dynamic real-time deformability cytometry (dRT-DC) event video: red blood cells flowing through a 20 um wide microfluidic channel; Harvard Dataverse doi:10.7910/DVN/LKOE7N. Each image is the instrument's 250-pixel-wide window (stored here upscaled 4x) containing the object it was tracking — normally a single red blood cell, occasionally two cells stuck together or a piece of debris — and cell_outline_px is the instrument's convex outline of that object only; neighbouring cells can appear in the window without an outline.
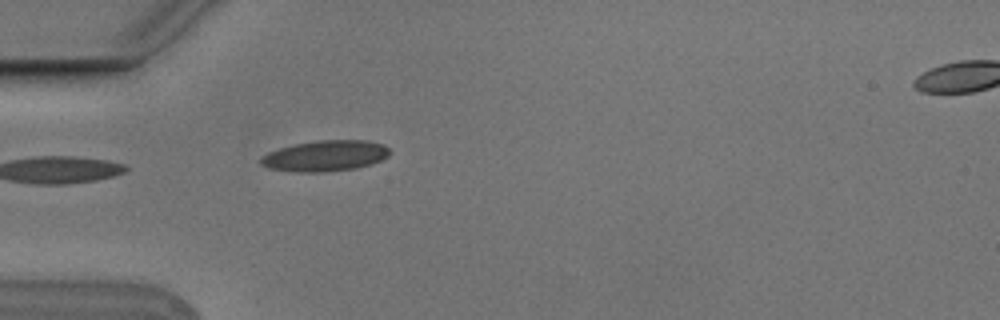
{"species": "Egyptian fruit bat (a non-hibernating species)", "species_latin": "Rousettus aegyptiacus", "temperature_condition": "cold", "stored_images_in_passage": 6, "camera_frame_rate_fps": 3000, "um_per_image_px": 0.085, "animal": {"sex": "male"}, "frame": {"image": 1, "passage_image": 6, "time_ms": 1.667, "image_size_px": [1000, 320], "cell_outline_px": [[392, 152], [388, 156], [372, 164], [356, 168], [324, 172], [296, 172], [268, 168], [260, 164], [260, 160], [268, 152], [280, 148], [296, 144], [320, 140], [368, 140], [384, 144]], "centroid_in_image_um": [27.68, 13.25], "position_along_channel_um": 57.3, "area_um2": 23.18}}